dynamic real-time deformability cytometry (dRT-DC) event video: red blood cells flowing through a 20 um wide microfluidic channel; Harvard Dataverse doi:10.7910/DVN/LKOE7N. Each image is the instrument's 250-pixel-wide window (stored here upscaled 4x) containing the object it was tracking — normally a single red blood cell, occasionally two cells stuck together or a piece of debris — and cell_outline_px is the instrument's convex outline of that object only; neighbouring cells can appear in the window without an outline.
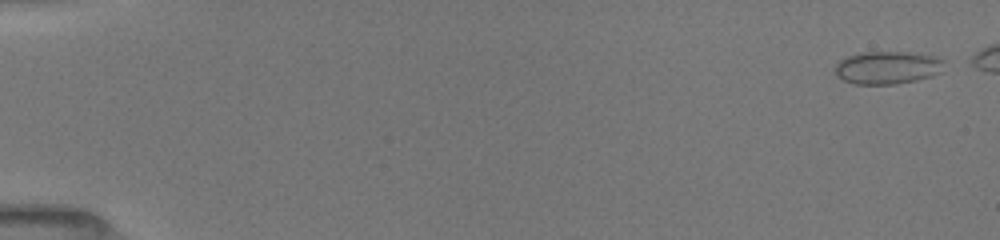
{"species": "common noctule bat (a hibernating species)", "species_latin": "Nyctalus noctula", "temperature_condition": "room temperature", "stored_images_in_passage": 47, "camera_frame_rate_fps": 3000, "um_per_image_px": 0.085, "animal": {"sex": "female", "body_mass_g": 19.5, "forearm_length_mm": 54.1}, "frame": {"image": 1, "passage_image": 2, "time_ms": 0.333, "image_size_px": [1000, 240], "cell_outline_px": [[944, 60], [940, 72], [932, 76], [916, 80], [896, 84], [856, 84], [844, 80], [836, 76], [836, 64], [840, 60], [848, 56], [860, 52], [908, 52], [936, 56]], "centroid_in_image_um": [75.43, 5.74], "position_along_channel_um": 9.6, "area_um2": 20.81}}
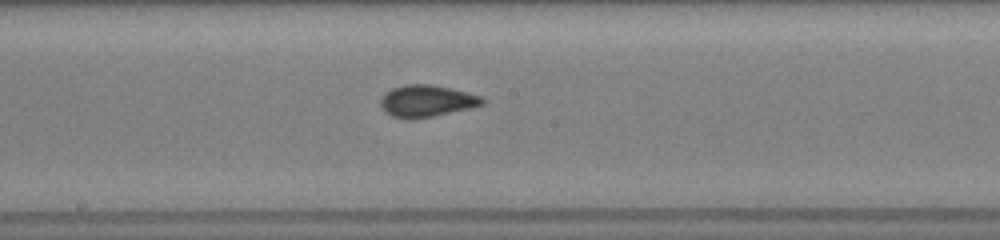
{"frame": {"image": 2, "passage_image": 29, "time_ms": 9.333, "image_size_px": [1000, 240], "cell_outline_px": [[488, 100], [484, 104], [468, 108], [432, 116], [392, 116], [384, 112], [380, 104], [380, 100], [392, 88], [404, 84], [428, 84], [468, 92], [480, 96]], "centroid_in_image_um": [36.3, 8.54], "position_along_channel_um": 211.9, "area_um2": 18.15}}
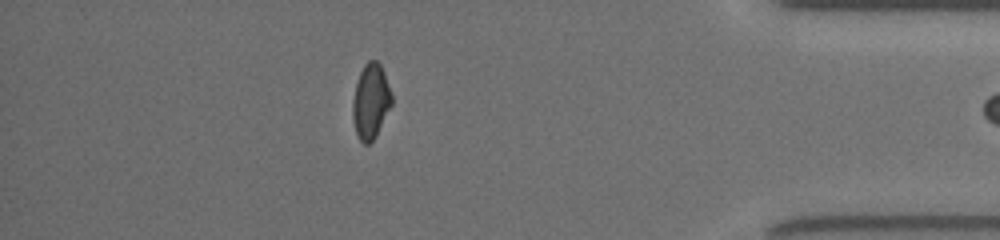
{"frame": {"image": 3, "passage_image": 46, "time_ms": 15.0, "image_size_px": [1000, 240], "cell_outline_px": [[392, 104], [376, 136], [368, 144], [364, 144], [360, 140], [356, 132], [352, 116], [352, 100], [356, 84], [360, 72], [364, 64], [368, 60], [376, 60], [380, 64], [384, 72], [392, 96]], "centroid_in_image_um": [31.51, 8.6], "position_along_channel_um": 403.7, "area_um2": 16.99}}